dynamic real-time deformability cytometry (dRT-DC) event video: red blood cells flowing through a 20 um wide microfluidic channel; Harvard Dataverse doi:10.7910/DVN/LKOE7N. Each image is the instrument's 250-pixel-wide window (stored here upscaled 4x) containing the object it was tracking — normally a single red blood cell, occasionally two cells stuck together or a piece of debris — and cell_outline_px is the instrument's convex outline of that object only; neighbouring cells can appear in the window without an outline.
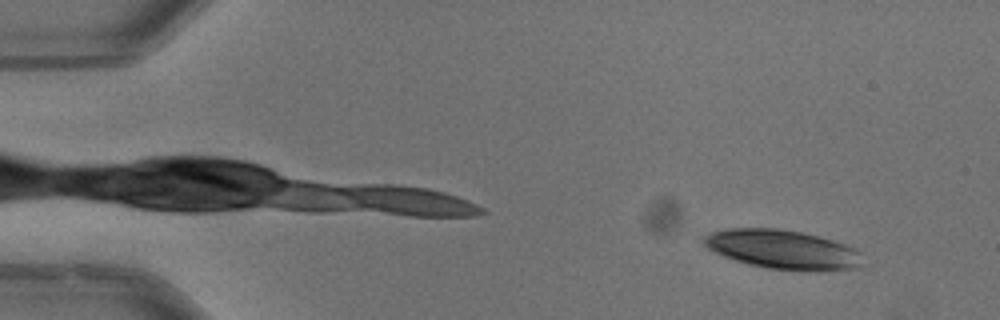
{"species": "common noctule bat (a hibernating species)", "species_latin": "Nyctalus noctula", "temperature_condition": "warm", "stored_images_in_passage": 49, "camera_frame_rate_fps": 3000, "um_per_image_px": 0.085, "animal": {"sex": "male", "body_mass_g": 13.3}, "frame": {"image": 1, "passage_image": 1, "time_ms": 0.0, "image_size_px": [1000, 320], "cell_outline_px": [[860, 264], [856, 268], [768, 268], [748, 264], [724, 256], [708, 248], [700, 240], [704, 236], [712, 232], [724, 228], [780, 228], [820, 236], [856, 248], [860, 252]], "centroid_in_image_um": [66.42, 21.14], "position_along_channel_um": 18.6, "area_um2": 35.03}, "authors_computed_cell_mechanics": {"area_um2": 23.2356, "velocity_mm_per_s": 3.7614, "shape_relaxation_time_tau1_ms": 0.8018, "shape_relaxation_time_tau2_ms": null, "deformation_change_tau1": 0.2265, "deformation_change_tau2": null}}